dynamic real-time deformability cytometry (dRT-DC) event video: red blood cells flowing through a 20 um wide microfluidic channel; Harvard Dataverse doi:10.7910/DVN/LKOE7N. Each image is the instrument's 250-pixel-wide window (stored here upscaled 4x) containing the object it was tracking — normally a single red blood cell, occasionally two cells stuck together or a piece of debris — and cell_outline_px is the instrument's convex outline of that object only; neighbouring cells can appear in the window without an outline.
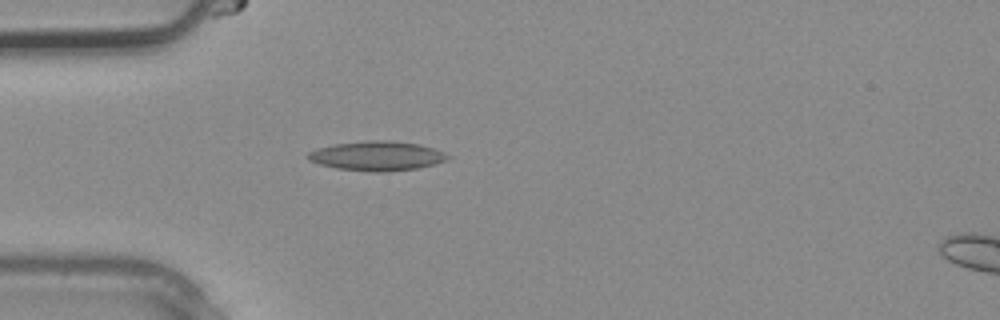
{"species": "common noctule bat (a hibernating species)", "species_latin": "Nyctalus noctula", "temperature_condition": "warm", "stored_images_in_passage": 5, "camera_frame_rate_fps": 3000, "um_per_image_px": 0.085, "animal": {"sex": "male", "body_mass_g": 20.4}, "frame": {"image": 1, "passage_image": 2, "time_ms": 0.333, "image_size_px": [1000, 320], "cell_outline_px": [[452, 156], [444, 160], [432, 164], [416, 168], [388, 172], [372, 172], [336, 168], [320, 164], [308, 160], [308, 152], [316, 148], [336, 144], [372, 140], [388, 140], [420, 144], [444, 152]], "centroid_in_image_um": [32.03, 13.25], "position_along_channel_um": 53.0, "area_um2": 23.81}}
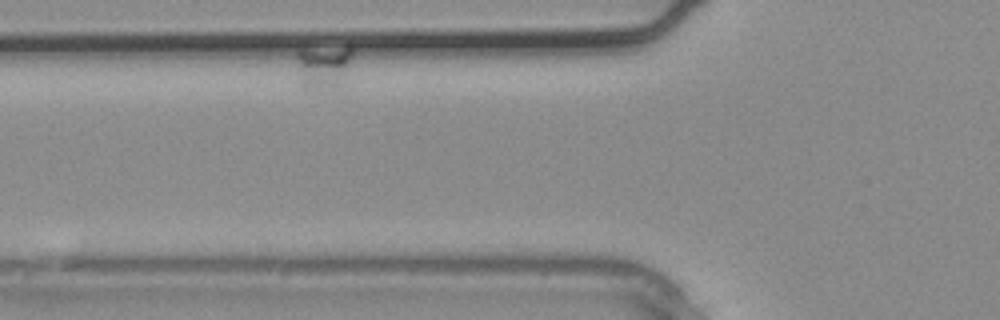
{"frame": {"image": 2, "passage_image": 4, "time_ms": 1.0, "image_size_px": [1000, 320], "cell_outline_px": [[352, 52], [336, 84], [332, 88], [304, 88], [300, 84], [296, 56], [296, 52], [348, 44], [352, 48]], "centroid_in_image_um": [27.4, 5.61], "position_along_channel_um": 98.4, "area_um2": 13.29}}